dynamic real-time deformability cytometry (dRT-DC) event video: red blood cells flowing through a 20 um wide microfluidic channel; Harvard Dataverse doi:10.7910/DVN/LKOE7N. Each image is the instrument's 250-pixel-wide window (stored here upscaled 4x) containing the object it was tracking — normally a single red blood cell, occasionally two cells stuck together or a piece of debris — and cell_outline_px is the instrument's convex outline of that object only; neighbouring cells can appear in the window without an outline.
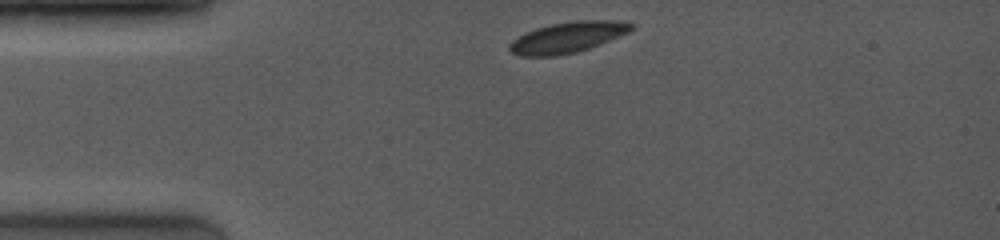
{"species": "common noctule bat (a hibernating species)", "species_latin": "Nyctalus noctula", "temperature_condition": "room temperature", "stored_images_in_passage": 4, "camera_frame_rate_fps": 4000, "um_per_image_px": 0.085, "animal": {"sex": "female", "body_mass_g": 19.0, "forearm_length_mm": 53.3}, "frame": {"image": 1, "passage_image": 1, "time_ms": 0.0, "image_size_px": [1000, 240], "cell_outline_px": [[636, 28], [628, 32], [588, 48], [576, 52], [556, 56], [520, 56], [512, 52], [508, 48], [508, 44], [512, 40], [536, 28], [552, 24], [576, 20], [620, 20], [636, 24]], "centroid_in_image_um": [48.27, 3.16], "position_along_channel_um": 36.7, "area_um2": 21.73}}